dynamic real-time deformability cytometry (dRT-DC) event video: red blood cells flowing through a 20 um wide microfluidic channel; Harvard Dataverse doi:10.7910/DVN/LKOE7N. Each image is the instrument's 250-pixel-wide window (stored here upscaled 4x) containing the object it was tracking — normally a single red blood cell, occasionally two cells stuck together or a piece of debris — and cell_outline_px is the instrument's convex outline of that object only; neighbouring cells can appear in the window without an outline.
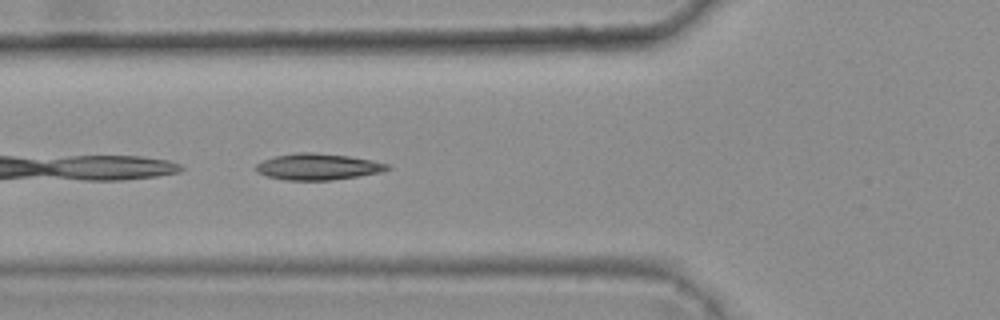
{"species": "common noctule bat (a hibernating species)", "species_latin": "Nyctalus noctula", "temperature_condition": "warm", "stored_images_in_passage": 6, "camera_frame_rate_fps": 3000, "um_per_image_px": 0.085, "animal": {"sex": "female", "body_mass_g": 25.1}, "frame": {"image": 1, "passage_image": 6, "time_ms": 1.667, "image_size_px": [1000, 320], "cell_outline_px": [[392, 168], [380, 172], [332, 180], [288, 180], [268, 176], [256, 172], [256, 164], [264, 160], [276, 156], [296, 152], [312, 152], [348, 156], [372, 160], [388, 164]], "centroid_in_image_um": [27.02, 14.16], "position_along_channel_um": 98.8, "area_um2": 19.94}}